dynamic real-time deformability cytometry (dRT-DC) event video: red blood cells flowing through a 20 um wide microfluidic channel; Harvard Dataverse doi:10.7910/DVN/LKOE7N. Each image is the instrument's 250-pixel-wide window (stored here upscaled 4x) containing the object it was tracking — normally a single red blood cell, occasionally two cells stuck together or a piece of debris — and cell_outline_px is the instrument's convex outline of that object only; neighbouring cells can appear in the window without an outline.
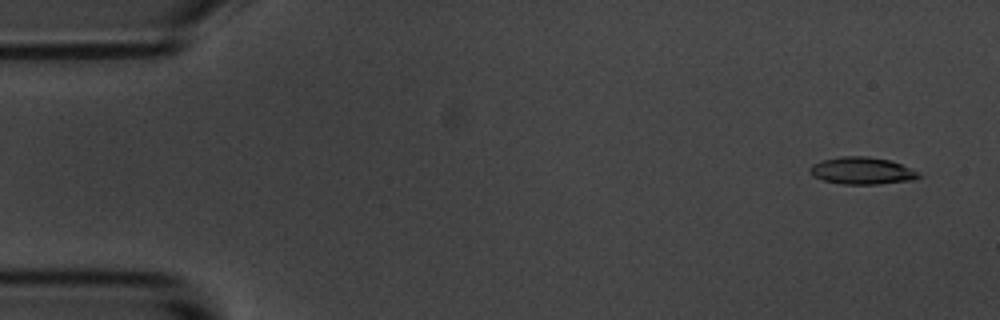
{"species": "common noctule bat (a hibernating species)", "species_latin": "Nyctalus noctula", "temperature_condition": "room temperature", "stored_images_in_passage": 5, "camera_frame_rate_fps": 3000, "um_per_image_px": 0.085, "animal": {"sex": "male", "body_mass_g": 20.1, "forearm_length_mm": 53.5}, "frame": {"image": 1, "passage_image": 1, "time_ms": 0.0, "image_size_px": [1000, 320], "cell_outline_px": [[924, 176], [916, 180], [880, 184], [844, 184], [824, 180], [812, 176], [808, 172], [808, 168], [812, 164], [820, 160], [840, 156], [868, 156], [888, 160], [900, 164]], "centroid_in_image_um": [73.23, 14.51], "position_along_channel_um": 11.8, "area_um2": 17.34}}